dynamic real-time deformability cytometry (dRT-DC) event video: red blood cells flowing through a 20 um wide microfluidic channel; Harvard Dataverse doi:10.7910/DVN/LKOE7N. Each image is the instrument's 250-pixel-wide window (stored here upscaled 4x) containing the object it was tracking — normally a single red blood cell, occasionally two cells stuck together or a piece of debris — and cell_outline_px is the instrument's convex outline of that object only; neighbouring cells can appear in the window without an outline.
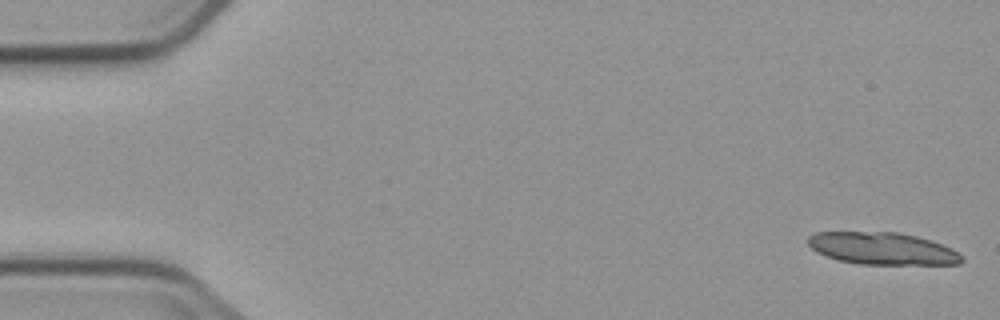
{"species": "common noctule bat (a hibernating species)", "species_latin": "Nyctalus noctula", "temperature_condition": "cold", "stored_images_in_passage": 8, "segment_of_instrument_passage": [1, 2], "camera_frame_rate_fps": 3000, "um_per_image_px": 0.085, "animal": {"sex": "male", "body_mass_g": 23.1, "forearm_length_mm": 52.7}, "frame": {"image": 1, "passage_image": 1, "time_ms": 0.0, "image_size_px": [1000, 320], "cell_outline_px": [[964, 260], [960, 264], [860, 264], [840, 260], [828, 256], [812, 248], [808, 244], [808, 236], [816, 232], [900, 232], [932, 240], [952, 248], [964, 256]], "centroid_in_image_um": [75.07, 21.12], "position_along_channel_um": 9.9, "area_um2": 28.78}}